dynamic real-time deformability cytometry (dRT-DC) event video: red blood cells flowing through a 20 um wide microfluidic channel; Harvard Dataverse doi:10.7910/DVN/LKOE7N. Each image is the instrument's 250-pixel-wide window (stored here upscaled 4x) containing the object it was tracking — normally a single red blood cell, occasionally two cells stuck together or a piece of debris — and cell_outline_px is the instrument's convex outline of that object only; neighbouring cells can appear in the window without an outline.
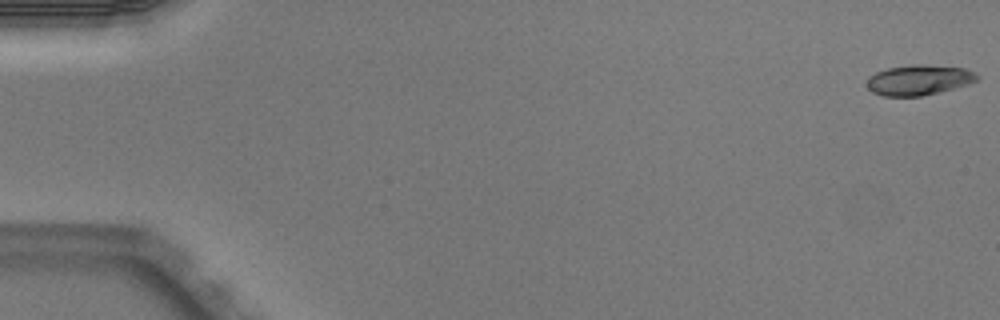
{"species": "Egyptian fruit bat (a non-hibernating species)", "species_latin": "Rousettus aegyptiacus", "temperature_condition": "warm", "stored_images_in_passage": 4, "camera_frame_rate_fps": 3000, "um_per_image_px": 0.085, "animal": {"sex": "male"}, "frame": {"image": 1, "passage_image": 1, "time_ms": 0.0, "image_size_px": [1000, 320], "cell_outline_px": [[980, 80], [968, 84], [920, 96], [884, 96], [872, 92], [868, 88], [868, 76], [876, 72], [888, 68], [912, 64], [920, 64], [964, 68], [976, 72], [980, 76]], "centroid_in_image_um": [78.12, 6.79], "position_along_channel_um": 6.9, "area_um2": 19.36}}
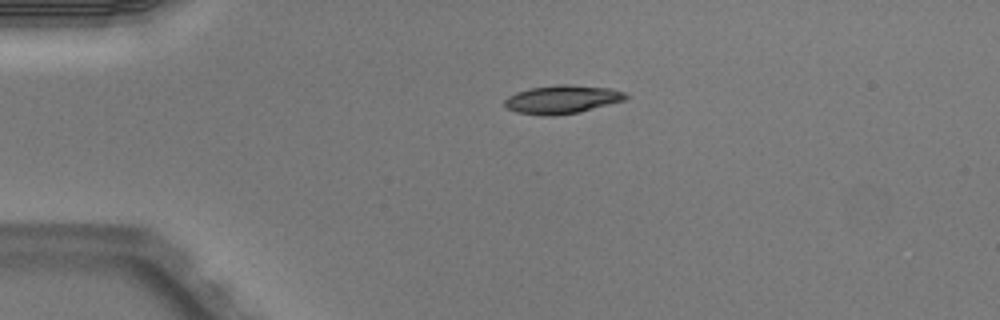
{"frame": {"image": 2, "passage_image": 4, "time_ms": 1.0, "image_size_px": [1000, 320], "cell_outline_px": [[628, 96], [624, 100], [580, 112], [552, 116], [540, 116], [516, 112], [508, 108], [504, 104], [504, 100], [508, 96], [516, 92], [532, 88], [560, 84], [568, 84], [612, 88], [624, 92]], "centroid_in_image_um": [47.77, 8.45], "position_along_channel_um": 37.2, "area_um2": 20.06}}